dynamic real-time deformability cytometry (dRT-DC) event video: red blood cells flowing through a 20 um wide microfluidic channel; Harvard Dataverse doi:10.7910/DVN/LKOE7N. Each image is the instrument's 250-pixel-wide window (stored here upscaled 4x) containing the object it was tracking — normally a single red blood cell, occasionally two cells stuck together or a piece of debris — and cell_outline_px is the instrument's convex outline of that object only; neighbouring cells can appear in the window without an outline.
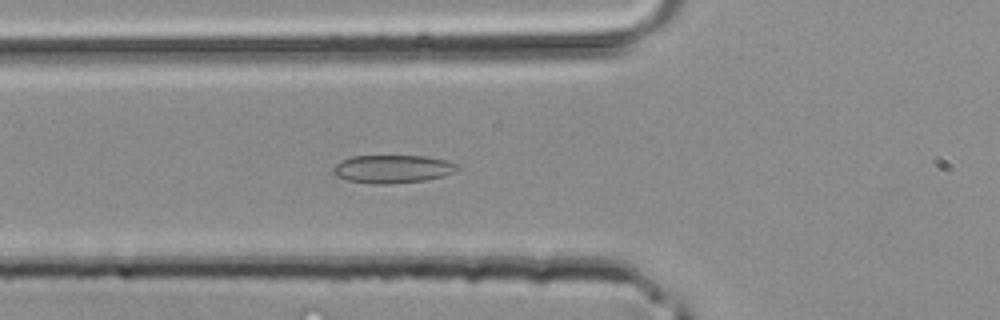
{"species": "common noctule bat (a hibernating species)", "species_latin": "Nyctalus noctula", "temperature_condition": "room temperature", "stored_images_in_passage": 31, "camera_frame_rate_fps": 3000, "um_per_image_px": 0.085, "animal": {"sex": "male", "body_mass_g": 20.4}, "frame": {"image": 1, "passage_image": 8, "time_ms": 2.333, "image_size_px": [1000, 320], "cell_outline_px": [[460, 168], [444, 176], [424, 180], [388, 184], [376, 184], [348, 180], [336, 176], [332, 172], [332, 168], [340, 160], [352, 156], [424, 156], [448, 160], [460, 164]], "centroid_in_image_um": [33.38, 14.35], "position_along_channel_um": 92.4, "area_um2": 20.4}}
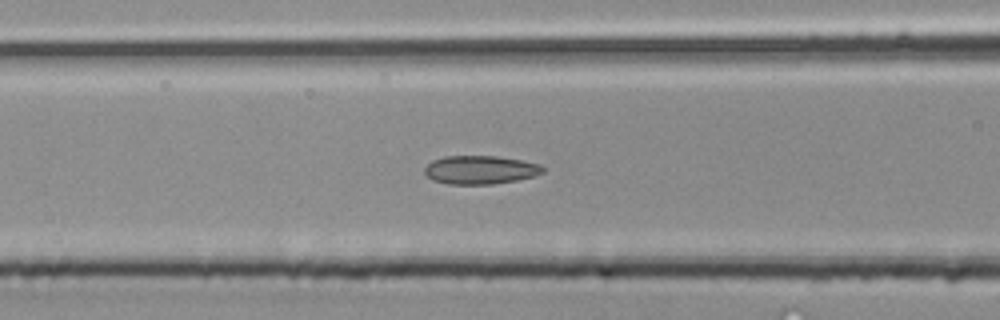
{"frame": {"image": 2, "passage_image": 10, "time_ms": 3.0, "image_size_px": [1000, 320], "cell_outline_px": [[544, 172], [532, 176], [516, 180], [492, 184], [448, 184], [432, 180], [424, 172], [424, 168], [432, 160], [444, 156], [496, 156], [520, 160], [540, 164], [544, 168]], "centroid_in_image_um": [40.79, 14.43], "position_along_channel_um": 125.8, "area_um2": 19.54}}